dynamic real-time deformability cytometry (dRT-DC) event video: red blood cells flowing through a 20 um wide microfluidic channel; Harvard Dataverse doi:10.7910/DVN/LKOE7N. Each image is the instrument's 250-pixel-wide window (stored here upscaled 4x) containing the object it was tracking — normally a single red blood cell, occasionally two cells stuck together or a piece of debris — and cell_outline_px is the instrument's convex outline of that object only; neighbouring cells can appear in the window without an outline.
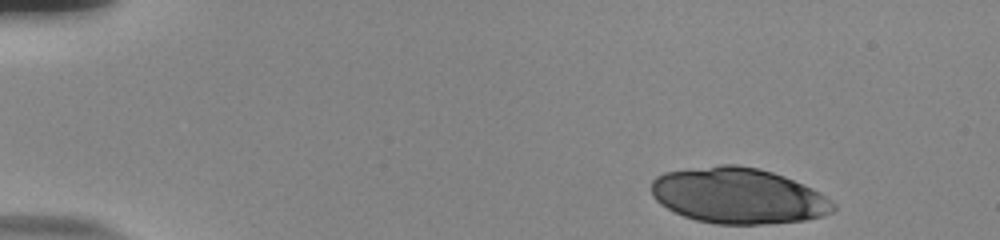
{"species": "human", "species_latin": "Homo sapiens", "temperature_condition": "room temperature", "stored_images_in_passage": 48, "camera_frame_rate_fps": 3000, "um_per_image_px": 0.085, "donor": {"sex": "male"}, "frame": {"image": 1, "passage_image": 1, "time_ms": 0.0, "image_size_px": [1000, 240], "cell_outline_px": [[836, 208], [832, 212], [824, 216], [804, 220], [764, 224], [716, 224], [696, 220], [684, 216], [660, 204], [652, 196], [652, 180], [656, 176], [664, 172], [720, 164], [736, 164], [760, 168], [784, 176], [812, 188], [820, 192], [836, 204]], "centroid_in_image_um": [62.76, 16.63], "position_along_channel_um": 22.2, "area_um2": 59.3}}